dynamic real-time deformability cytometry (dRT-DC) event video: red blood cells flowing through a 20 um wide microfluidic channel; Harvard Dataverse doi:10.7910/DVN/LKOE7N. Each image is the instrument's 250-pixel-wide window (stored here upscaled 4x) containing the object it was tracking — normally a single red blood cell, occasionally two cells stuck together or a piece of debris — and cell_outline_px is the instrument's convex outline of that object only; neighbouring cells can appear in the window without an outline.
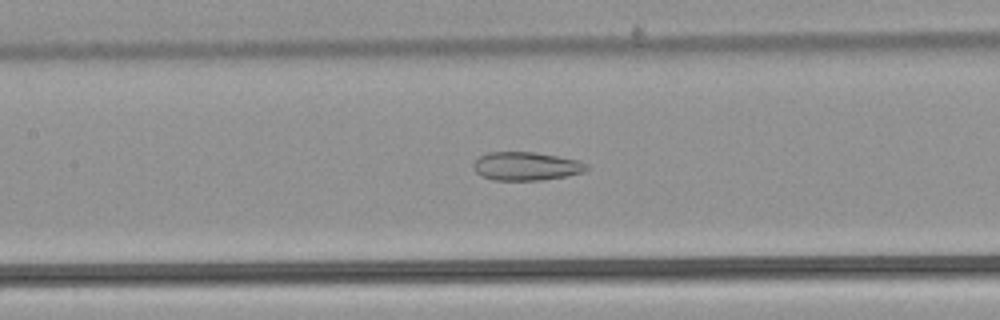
{"species": "common noctule bat (a hibernating species)", "species_latin": "Nyctalus noctula", "temperature_condition": "warm", "stored_images_in_passage": 46, "camera_frame_rate_fps": 3000, "um_per_image_px": 0.085, "animal": {"sex": "male", "body_mass_g": 21.5, "forearm_length_mm": 52.0}, "frame": {"image": 1, "passage_image": 18, "time_ms": 5.667, "image_size_px": [1000, 320], "cell_outline_px": [[588, 168], [584, 172], [568, 176], [544, 180], [492, 180], [480, 176], [472, 168], [472, 164], [480, 156], [488, 152], [536, 152], [580, 160], [588, 164]], "centroid_in_image_um": [44.73, 14.13], "position_along_channel_um": 162.7, "area_um2": 19.07}}
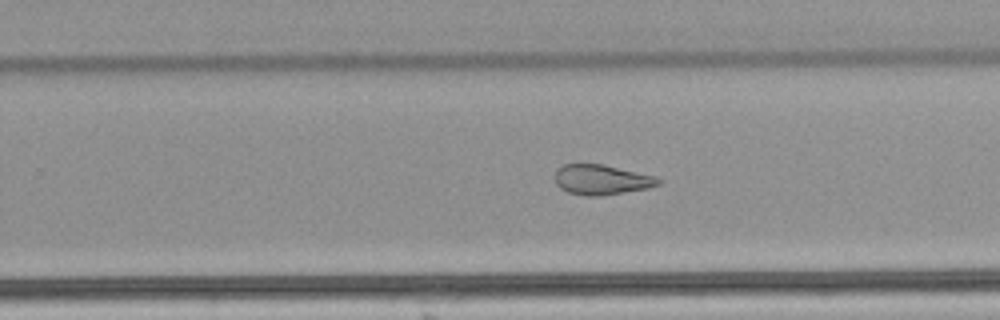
{"frame": {"image": 2, "passage_image": 27, "time_ms": 8.667, "image_size_px": [1000, 320], "cell_outline_px": [[660, 184], [648, 188], [600, 196], [588, 196], [568, 192], [560, 188], [556, 184], [556, 172], [564, 164], [604, 164], [656, 176], [660, 180]], "centroid_in_image_um": [51.15, 15.27], "position_along_channel_um": 278.6, "area_um2": 17.98}}
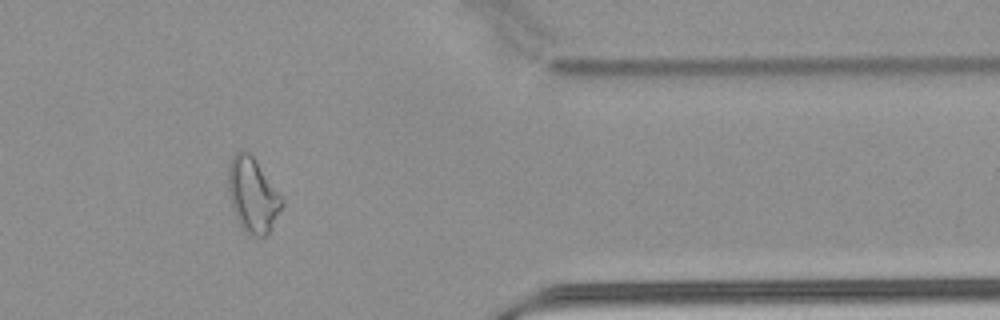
{"frame": {"image": 3, "passage_image": 37, "time_ms": 12.0, "image_size_px": [1000, 320], "cell_outline_px": [[284, 204], [268, 232], [264, 236], [252, 236], [240, 224], [232, 208], [228, 192], [228, 168], [236, 152], [240, 148], [244, 148], [256, 160], [284, 200]], "centroid_in_image_um": [21.47, 16.54], "position_along_channel_um": 389.9, "area_um2": 23.0}, "authors_computed_cell_mechanics": {"area_um2": 22.6576, "velocity_mm_per_s": 3.8765, "shape_relaxation_time_tau1_ms": null, "shape_relaxation_time_tau2_ms": 2.9024, "deformation_change_tau1": null, "deformation_change_tau2": 0.1057}}